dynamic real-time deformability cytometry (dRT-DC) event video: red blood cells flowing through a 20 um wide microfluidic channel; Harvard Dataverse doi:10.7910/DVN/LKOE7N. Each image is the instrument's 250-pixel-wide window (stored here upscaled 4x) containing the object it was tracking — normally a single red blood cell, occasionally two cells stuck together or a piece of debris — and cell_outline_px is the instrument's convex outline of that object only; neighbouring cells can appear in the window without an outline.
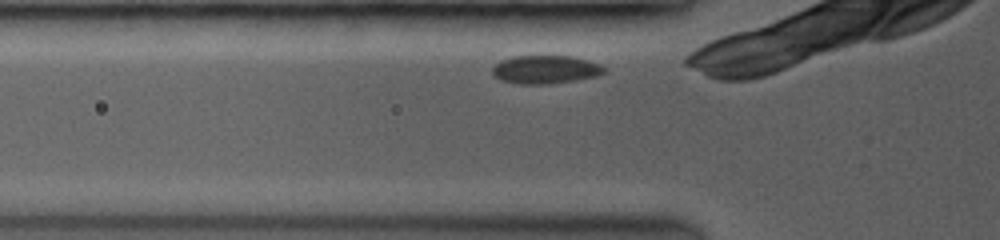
{"species": "common noctule bat (a hibernating species)", "species_latin": "Nyctalus noctula", "temperature_condition": "room temperature", "stored_images_in_passage": 12, "camera_frame_rate_fps": 3500, "um_per_image_px": 0.085, "animal": {"sex": "female", "body_mass_g": 19.0, "forearm_length_mm": 53.3}, "frame": {"image": 1, "passage_image": 2, "time_ms": 0.286, "image_size_px": [1000, 240], "cell_outline_px": [[608, 72], [596, 76], [576, 80], [548, 84], [520, 84], [500, 80], [492, 72], [492, 68], [500, 60], [512, 56], [568, 56], [588, 60], [600, 64]], "centroid_in_image_um": [46.37, 5.91], "position_along_channel_um": 79.4, "area_um2": 18.44}}
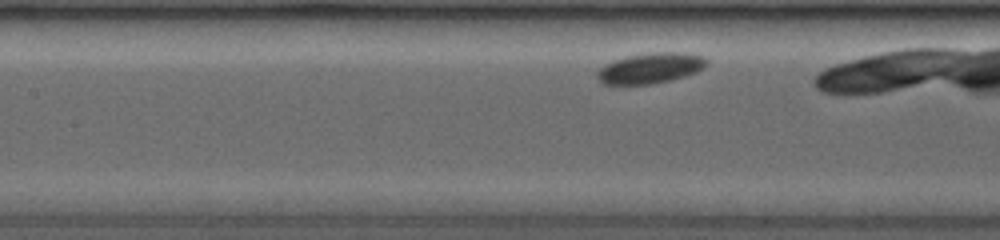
{"frame": {"image": 2, "passage_image": 8, "time_ms": 2.286, "image_size_px": [1000, 240], "cell_outline_px": [[708, 64], [704, 68], [696, 72], [672, 80], [648, 84], [604, 84], [596, 76], [596, 72], [604, 64], [612, 60], [624, 56], [648, 52], [684, 52], [704, 56], [708, 60]], "centroid_in_image_um": [55.29, 5.77], "position_along_channel_um": 152.1, "area_um2": 19.77}}